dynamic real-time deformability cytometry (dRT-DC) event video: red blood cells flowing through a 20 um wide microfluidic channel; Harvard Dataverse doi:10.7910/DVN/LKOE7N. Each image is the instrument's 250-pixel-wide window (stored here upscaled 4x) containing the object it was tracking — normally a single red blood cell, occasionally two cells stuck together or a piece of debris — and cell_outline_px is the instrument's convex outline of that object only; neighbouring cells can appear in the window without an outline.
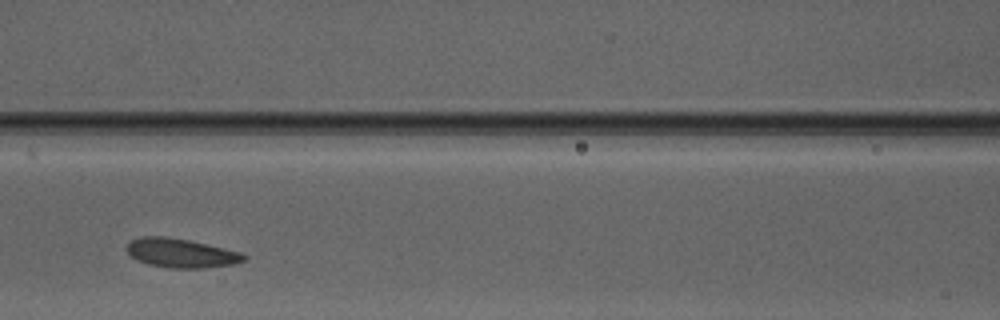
{"species": "Egyptian fruit bat (a non-hibernating species)", "species_latin": "Rousettus aegyptiacus", "temperature_condition": "warm", "stored_images_in_passage": 3, "camera_frame_rate_fps": 3000, "um_per_image_px": 0.085, "animal": {"sex": "male"}, "frame": {"image": 1, "passage_image": 3, "time_ms": 2.333, "image_size_px": [1000, 320], "cell_outline_px": [[248, 256], [244, 260], [232, 264], [204, 268], [168, 268], [148, 264], [132, 256], [128, 252], [128, 244], [132, 240], [140, 236], [168, 236], [208, 244], [240, 252]], "centroid_in_image_um": [15.4, 21.5], "position_along_channel_um": 151.2, "area_um2": 19.65}}